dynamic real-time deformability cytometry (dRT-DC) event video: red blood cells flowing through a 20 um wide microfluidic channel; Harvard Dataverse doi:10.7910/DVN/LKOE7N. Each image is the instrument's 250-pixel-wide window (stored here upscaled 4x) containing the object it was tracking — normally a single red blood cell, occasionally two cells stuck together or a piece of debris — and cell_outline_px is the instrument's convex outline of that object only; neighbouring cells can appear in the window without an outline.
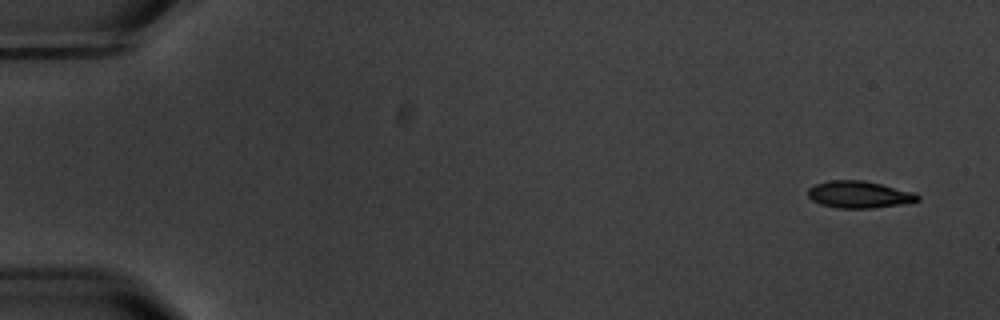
{"species": "common noctule bat (a hibernating species)", "species_latin": "Nyctalus noctula", "temperature_condition": "warm", "stored_images_in_passage": 6, "camera_frame_rate_fps": 3000, "um_per_image_px": 0.085, "animal": {"sex": "male", "body_mass_g": 20.1, "forearm_length_mm": 53.5}, "frame": {"image": 1, "passage_image": 1, "time_ms": 0.0, "image_size_px": [1000, 320], "cell_outline_px": [[920, 200], [900, 204], [872, 208], [840, 208], [820, 204], [812, 200], [808, 196], [808, 188], [816, 184], [828, 180], [864, 180], [916, 192], [920, 196]], "centroid_in_image_um": [73.03, 16.52], "position_along_channel_um": 12.0, "area_um2": 17.28}}
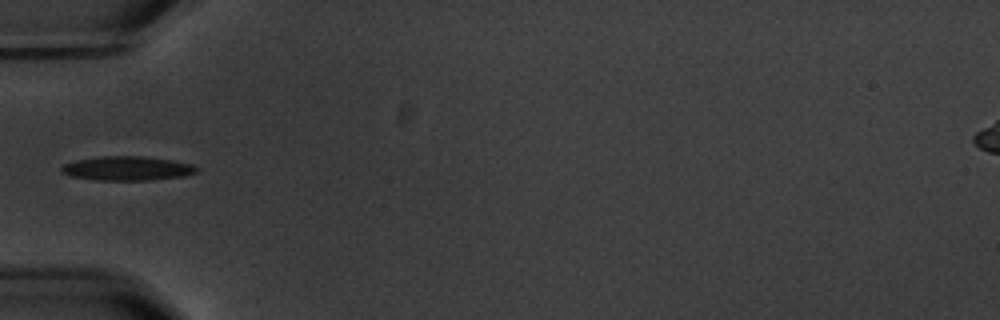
{"frame": {"image": 2, "passage_image": 6, "time_ms": 5.667, "image_size_px": [1000, 320], "cell_outline_px": [[200, 172], [184, 176], [152, 180], [96, 180], [72, 176], [60, 172], [60, 168], [64, 164], [76, 160], [100, 156], [144, 156], [172, 160], [192, 164], [200, 168]], "centroid_in_image_um": [10.86, 14.31], "position_along_channel_um": 74.1, "area_um2": 19.25}}